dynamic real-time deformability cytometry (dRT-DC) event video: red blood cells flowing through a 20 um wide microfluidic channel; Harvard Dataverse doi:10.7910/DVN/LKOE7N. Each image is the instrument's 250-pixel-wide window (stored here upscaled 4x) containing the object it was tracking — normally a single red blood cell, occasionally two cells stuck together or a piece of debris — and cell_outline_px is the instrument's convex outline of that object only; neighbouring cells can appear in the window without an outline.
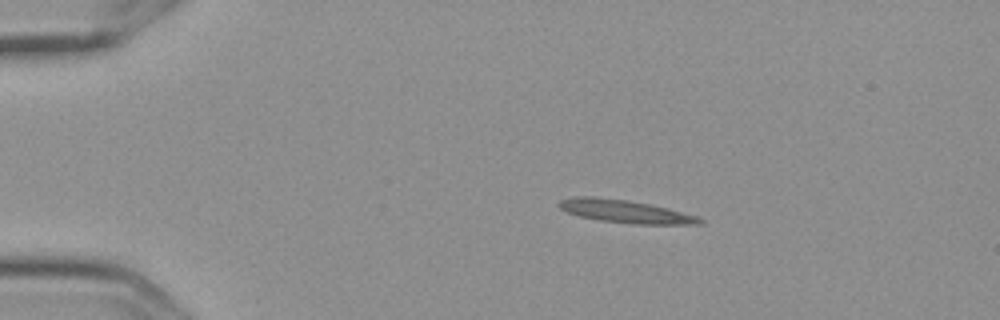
{"species": "Egyptian fruit bat (a non-hibernating species)", "species_latin": "Rousettus aegyptiacus", "temperature_condition": "cold", "stored_images_in_passage": 13, "camera_frame_rate_fps": 3000, "um_per_image_px": 0.085, "frame": {"image": 1, "passage_image": 1, "time_ms": 0.0, "image_size_px": [1000, 320], "cell_outline_px": [[704, 224], [632, 224], [600, 220], [580, 216], [568, 212], [560, 208], [556, 204], [560, 200], [572, 196], [596, 196], [628, 200], [668, 208], [696, 216], [704, 220]], "centroid_in_image_um": [53.11, 17.96], "position_along_channel_um": 31.9, "area_um2": 18.79}}
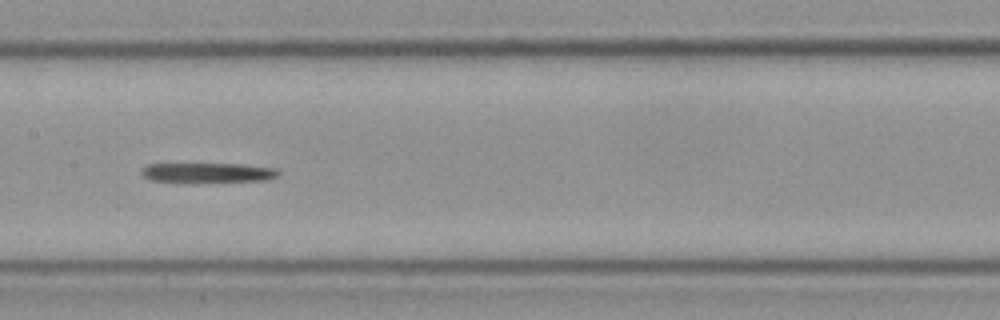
{"frame": {"image": 2, "passage_image": 6, "time_ms": 1.667, "image_size_px": [1000, 320], "cell_outline_px": [[280, 172], [276, 176], [264, 180], [184, 184], [148, 180], [140, 172], [148, 164], [240, 164], [276, 168]], "centroid_in_image_um": [17.59, 14.71], "position_along_channel_um": 189.8, "area_um2": 16.36}}
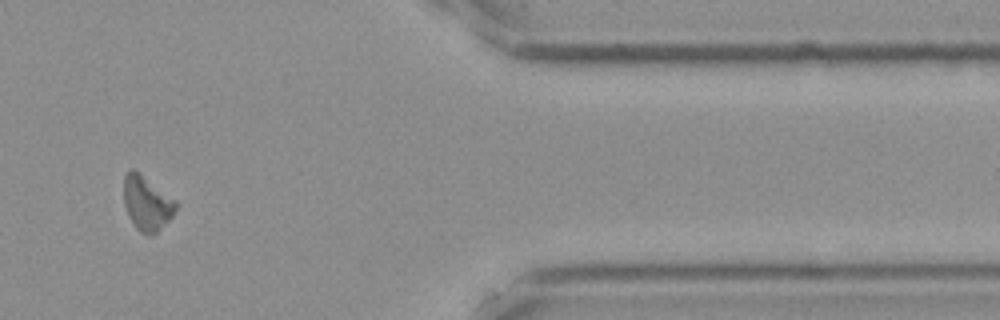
{"frame": {"image": 3, "passage_image": 11, "time_ms": 3.333, "image_size_px": [1000, 320], "cell_outline_px": [[176, 208], [172, 216], [152, 236], [148, 236], [140, 232], [136, 228], [128, 216], [124, 204], [124, 176], [128, 168], [132, 168], [140, 172], [176, 200]], "centroid_in_image_um": [12.46, 17.25], "position_along_channel_um": 398.9, "area_um2": 16.65}}